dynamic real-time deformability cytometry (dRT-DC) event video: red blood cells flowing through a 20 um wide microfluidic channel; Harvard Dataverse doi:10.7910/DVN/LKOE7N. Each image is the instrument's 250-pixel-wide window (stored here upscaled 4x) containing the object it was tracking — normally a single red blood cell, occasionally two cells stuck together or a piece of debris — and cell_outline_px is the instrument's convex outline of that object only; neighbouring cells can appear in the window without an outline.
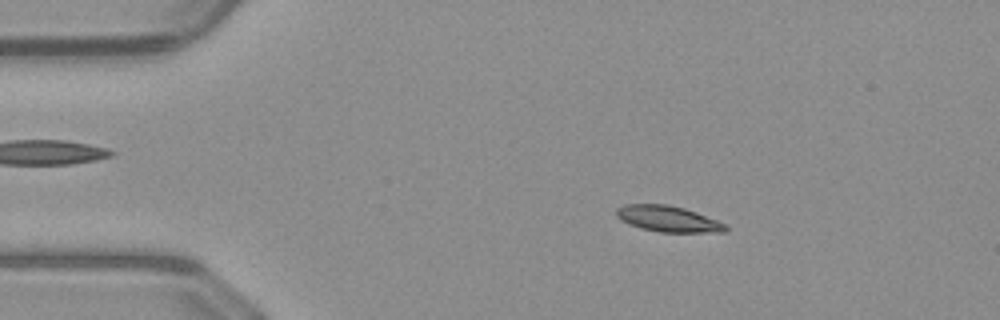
{"species": "common noctule bat (a hibernating species)", "species_latin": "Nyctalus noctula", "temperature_condition": "warm", "stored_images_in_passage": 50, "camera_frame_rate_fps": 3000, "um_per_image_px": 0.085, "animal": {"sex": "male", "body_mass_g": 23.1, "forearm_length_mm": 52.7}, "frame": {"image": 1, "passage_image": 8, "time_ms": 2.333, "image_size_px": [1000, 320], "cell_outline_px": [[728, 232], [660, 232], [640, 228], [628, 224], [620, 220], [616, 216], [616, 208], [624, 204], [668, 204], [684, 208], [696, 212], [716, 220], [724, 224], [728, 228]], "centroid_in_image_um": [56.74, 18.6], "position_along_channel_um": 28.3, "area_um2": 16.59}}
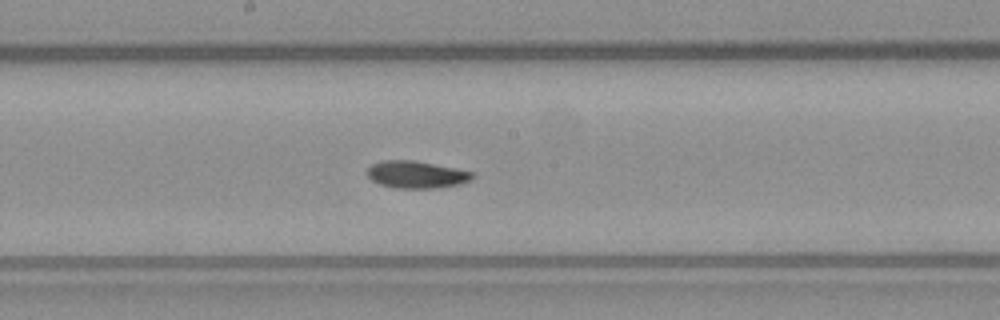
{"frame": {"image": 2, "passage_image": 26, "time_ms": 8.333, "image_size_px": [1000, 320], "cell_outline_px": [[472, 176], [468, 180], [460, 184], [436, 188], [396, 188], [380, 184], [372, 180], [368, 176], [368, 168], [372, 164], [384, 160], [412, 160], [456, 168], [472, 172]], "centroid_in_image_um": [35.36, 14.84], "position_along_channel_um": 212.8, "area_um2": 16.42}}
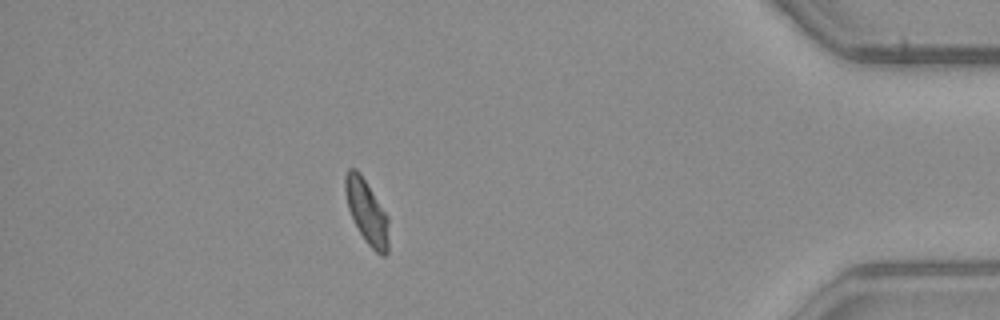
{"frame": {"image": 3, "passage_image": 44, "time_ms": 14.333, "image_size_px": [1000, 320], "cell_outline_px": [[388, 252], [384, 256], [380, 256], [364, 240], [348, 208], [344, 192], [344, 176], [348, 168], [356, 168], [360, 172], [388, 216]], "centroid_in_image_um": [31.16, 17.98], "position_along_channel_um": 404.0, "area_um2": 16.24}, "authors_computed_cell_mechanics": {"area_um2": 16.4152, "velocity_mm_per_s": 4.0427, "shape_relaxation_time_tau1_ms": 3.7544, "shape_relaxation_time_tau2_ms": 9.0243, "deformation_change_tau1": 0.1428, "deformation_change_tau2": 0.1251}}